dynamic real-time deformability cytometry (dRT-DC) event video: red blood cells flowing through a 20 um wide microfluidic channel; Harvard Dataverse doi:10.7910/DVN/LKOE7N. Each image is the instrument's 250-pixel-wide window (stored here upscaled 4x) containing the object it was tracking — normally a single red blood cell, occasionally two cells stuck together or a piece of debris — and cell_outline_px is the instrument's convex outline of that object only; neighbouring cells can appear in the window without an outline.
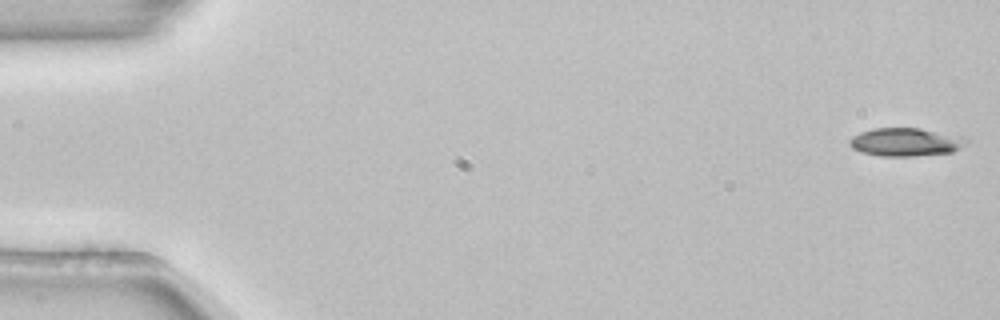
{"species": "common noctule bat (a hibernating species)", "species_latin": "Nyctalus noctula", "temperature_condition": "room temperature", "stored_images_in_passage": 29, "camera_frame_rate_fps": 3000, "um_per_image_px": 0.085, "animal": {"sex": "female", "body_mass_g": 22.7, "forearm_length_mm": 54.2}, "frame": {"image": 1, "passage_image": 1, "time_ms": 0.0, "image_size_px": [1000, 320], "cell_outline_px": [[968, 144], [952, 152], [912, 156], [880, 156], [860, 152], [852, 148], [848, 144], [848, 140], [852, 136], [860, 132], [872, 128], [920, 128], [968, 136]], "centroid_in_image_um": [77.01, 12.06], "position_along_channel_um": 8.0, "area_um2": 19.65}}
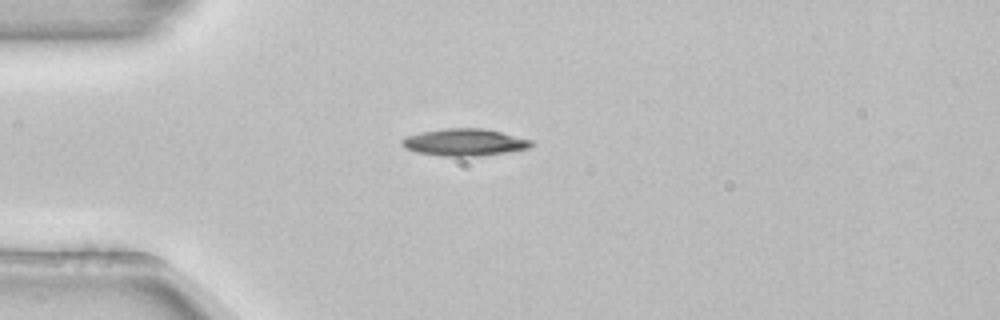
{"frame": {"image": 2, "passage_image": 14, "time_ms": 4.333, "image_size_px": [1000, 320], "cell_outline_px": [[536, 144], [528, 148], [504, 152], [476, 156], [444, 156], [416, 152], [404, 148], [400, 144], [400, 140], [404, 136], [420, 132], [444, 128], [484, 128], [532, 140]], "centroid_in_image_um": [39.42, 12.08], "position_along_channel_um": 45.6, "area_um2": 20.46}}
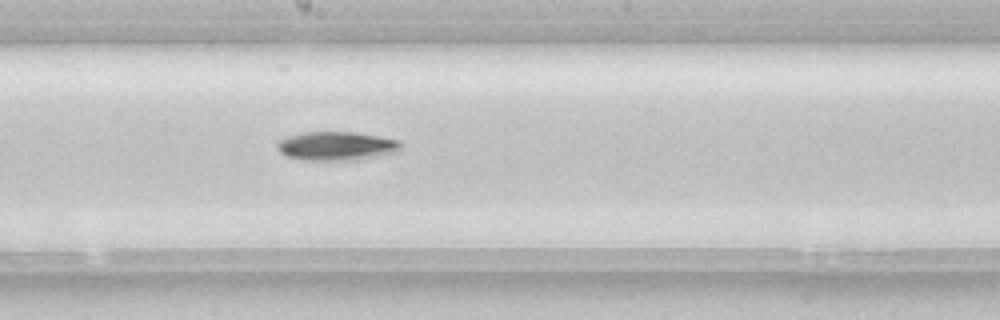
{"frame": {"image": 3, "passage_image": 29, "time_ms": 9.333, "image_size_px": [1000, 320], "cell_outline_px": [[400, 148], [396, 152], [360, 160], [304, 160], [284, 156], [280, 152], [276, 144], [280, 140], [288, 136], [304, 132], [356, 132], [380, 136], [400, 140]], "centroid_in_image_um": [28.6, 12.41], "position_along_channel_um": 219.6, "area_um2": 20.87}}